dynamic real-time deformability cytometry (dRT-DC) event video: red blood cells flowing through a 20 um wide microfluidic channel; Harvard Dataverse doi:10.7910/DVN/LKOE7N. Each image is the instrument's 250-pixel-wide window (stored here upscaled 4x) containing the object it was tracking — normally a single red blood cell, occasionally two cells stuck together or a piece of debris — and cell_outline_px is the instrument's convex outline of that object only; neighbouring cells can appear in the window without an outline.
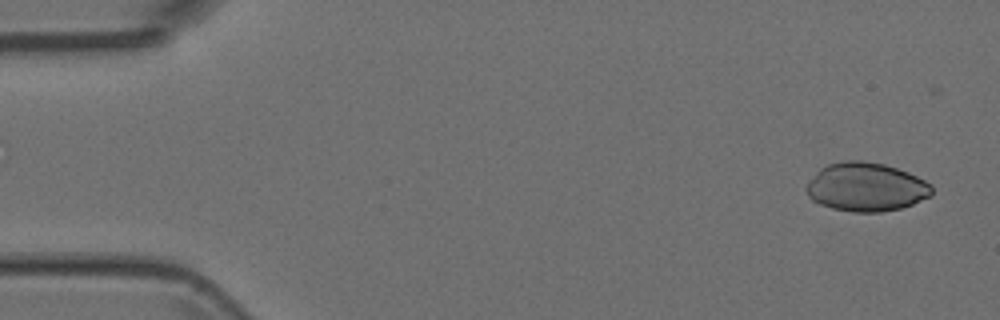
{"species": "Egyptian fruit bat (a non-hibernating species)", "species_latin": "Rousettus aegyptiacus", "temperature_condition": "room temperature", "stored_images_in_passage": 14, "camera_frame_rate_fps": 3000, "um_per_image_px": 0.085, "animal": {"sex": "female"}, "frame": {"image": 1, "passage_image": 1, "time_ms": 0.0, "image_size_px": [1000, 320], "cell_outline_px": [[932, 196], [912, 204], [900, 208], [880, 212], [852, 212], [832, 208], [820, 204], [812, 200], [808, 196], [804, 188], [816, 172], [820, 168], [828, 164], [844, 160], [864, 160], [884, 164], [908, 172], [932, 184]], "centroid_in_image_um": [73.61, 15.89], "position_along_channel_um": 11.4, "area_um2": 35.78}}